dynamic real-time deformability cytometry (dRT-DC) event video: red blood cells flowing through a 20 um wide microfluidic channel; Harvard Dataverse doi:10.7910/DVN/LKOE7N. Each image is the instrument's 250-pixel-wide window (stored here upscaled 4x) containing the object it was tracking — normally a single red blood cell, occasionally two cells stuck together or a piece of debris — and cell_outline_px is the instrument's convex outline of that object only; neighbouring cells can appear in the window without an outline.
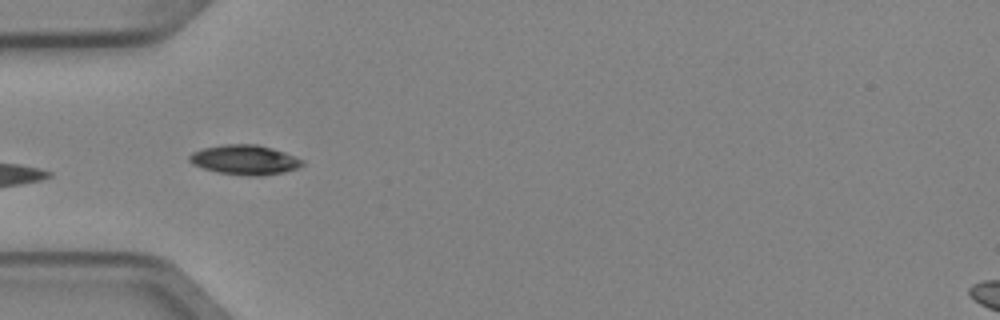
{"species": "Egyptian fruit bat (a non-hibernating species)", "species_latin": "Rousettus aegyptiacus", "temperature_condition": "cold", "stored_images_in_passage": 6, "camera_frame_rate_fps": 3000, "um_per_image_px": 0.085, "animal": {"sex": "female"}, "frame": {"image": 1, "passage_image": 4, "time_ms": 1.0, "image_size_px": [1000, 320], "cell_outline_px": [[304, 164], [296, 168], [284, 172], [264, 176], [248, 176], [216, 172], [192, 164], [188, 160], [188, 156], [192, 152], [204, 148], [224, 144], [256, 144], [272, 148], [284, 152], [304, 160]], "centroid_in_image_um": [20.8, 13.59], "position_along_channel_um": 64.2, "area_um2": 19.59}}
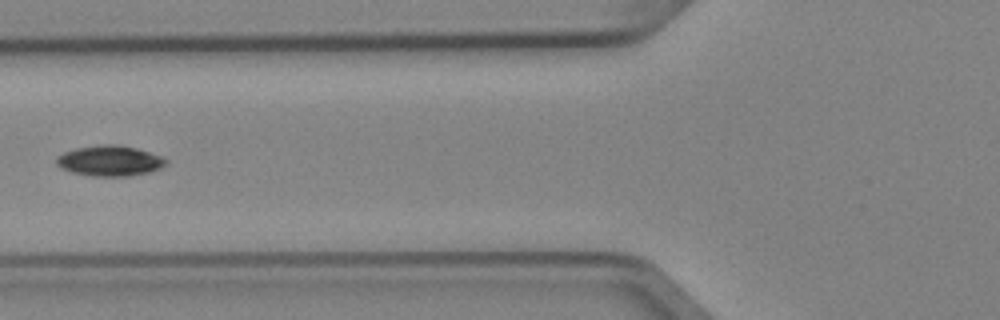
{"frame": {"image": 2, "passage_image": 5, "time_ms": 1.333, "image_size_px": [1000, 320], "cell_outline_px": [[168, 160], [160, 168], [148, 172], [128, 176], [92, 176], [72, 172], [56, 164], [56, 156], [64, 152], [76, 148], [104, 144], [120, 144], [136, 148], [160, 156]], "centroid_in_image_um": [9.31, 13.66], "position_along_channel_um": 116.5, "area_um2": 19.25}}
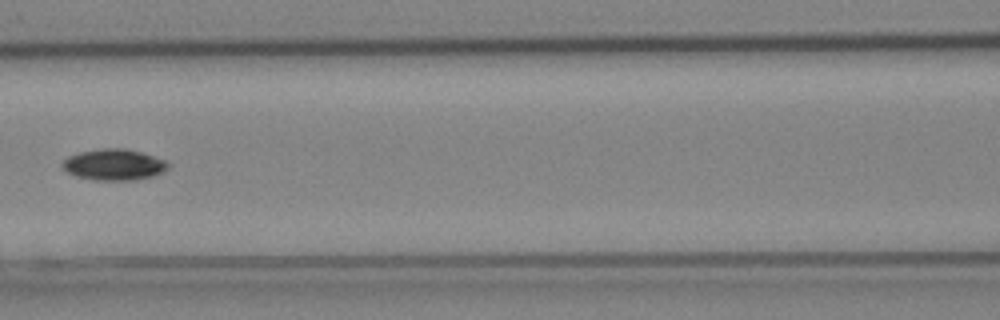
{"frame": {"image": 3, "passage_image": 6, "time_ms": 1.667, "image_size_px": [1000, 320], "cell_outline_px": [[168, 168], [164, 172], [156, 176], [136, 180], [96, 180], [76, 176], [60, 168], [60, 164], [68, 156], [80, 152], [104, 148], [124, 148], [140, 152], [164, 160], [168, 164]], "centroid_in_image_um": [9.67, 14.01], "position_along_channel_um": 156.9, "area_um2": 19.25}}